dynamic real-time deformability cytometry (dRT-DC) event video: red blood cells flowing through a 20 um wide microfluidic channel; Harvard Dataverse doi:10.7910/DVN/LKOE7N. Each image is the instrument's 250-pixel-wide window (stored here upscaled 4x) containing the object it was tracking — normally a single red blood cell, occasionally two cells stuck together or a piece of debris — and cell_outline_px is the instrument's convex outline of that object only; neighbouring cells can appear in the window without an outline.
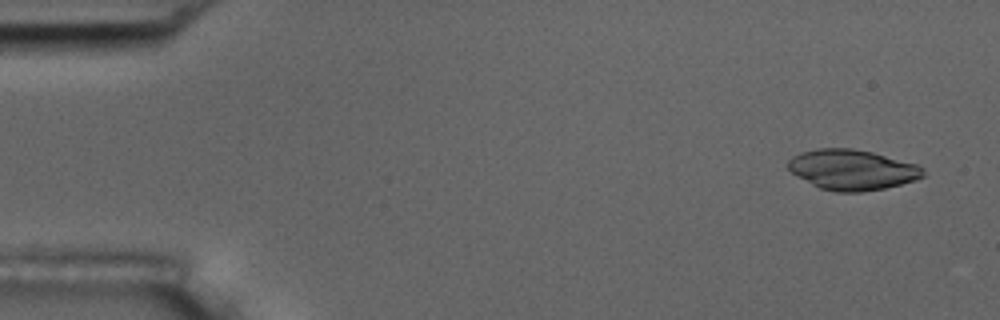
{"species": "common noctule bat (a hibernating species)", "species_latin": "Nyctalus noctula", "temperature_condition": "room temperature", "stored_images_in_passage": 4, "camera_frame_rate_fps": 3000, "um_per_image_px": 0.085, "animal": {"sex": "male", "body_mass_g": 17.5, "forearm_length_mm": 52.3}, "frame": {"image": 1, "passage_image": 1, "time_ms": 0.0, "image_size_px": [1000, 320], "cell_outline_px": [[924, 176], [916, 180], [884, 188], [860, 192], [836, 192], [820, 188], [812, 184], [792, 172], [788, 168], [788, 160], [792, 156], [800, 152], [816, 148], [852, 148], [872, 152], [916, 164], [924, 168]], "centroid_in_image_um": [72.43, 14.42], "position_along_channel_um": 12.6, "area_um2": 31.62}}